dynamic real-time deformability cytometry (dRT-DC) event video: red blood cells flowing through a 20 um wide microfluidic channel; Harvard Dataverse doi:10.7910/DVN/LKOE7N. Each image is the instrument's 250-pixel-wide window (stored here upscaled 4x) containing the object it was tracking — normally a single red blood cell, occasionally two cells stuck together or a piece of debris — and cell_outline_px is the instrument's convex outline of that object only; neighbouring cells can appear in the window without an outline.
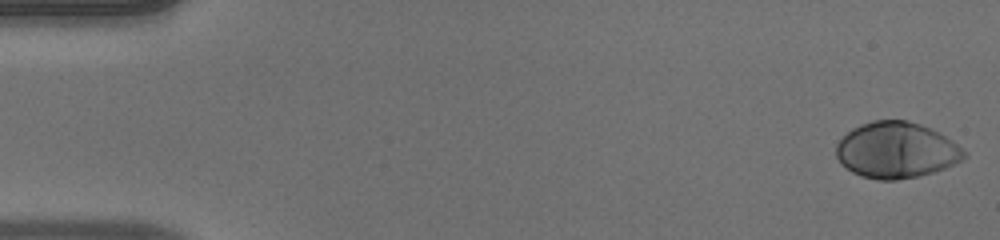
{"species": "human", "species_latin": "Homo sapiens", "temperature_condition": "warm", "stored_images_in_passage": 52, "camera_frame_rate_fps": 3000, "um_per_image_px": 0.085, "donor": {"sex": "male"}, "frame": {"image": 1, "passage_image": 1, "time_ms": 0.0, "image_size_px": [1000, 240], "cell_outline_px": [[968, 156], [944, 168], [932, 172], [916, 176], [896, 180], [880, 180], [860, 176], [852, 172], [840, 164], [836, 156], [836, 144], [852, 128], [860, 124], [872, 120], [908, 120], [920, 124], [952, 140], [968, 152]], "centroid_in_image_um": [76.16, 12.76], "position_along_channel_um": 8.8, "area_um2": 41.67}}
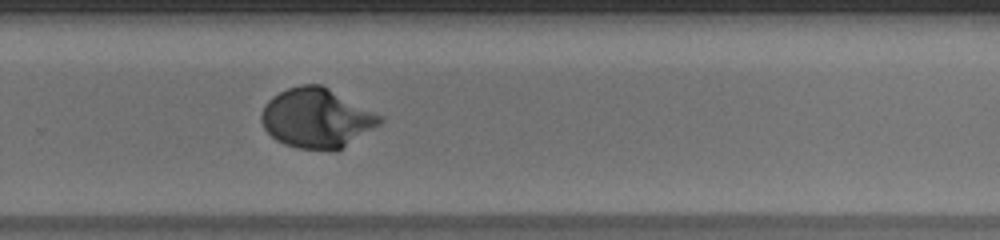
{"frame": {"image": 2, "passage_image": 35, "time_ms": 11.333, "image_size_px": [1000, 240], "cell_outline_px": [[384, 120], [380, 124], [340, 148], [332, 152], [296, 148], [284, 144], [276, 140], [264, 128], [260, 120], [260, 116], [268, 100], [272, 96], [288, 88], [300, 84], [320, 84], [384, 116]], "centroid_in_image_um": [26.9, 10.05], "position_along_channel_um": 302.9, "area_um2": 41.04}}
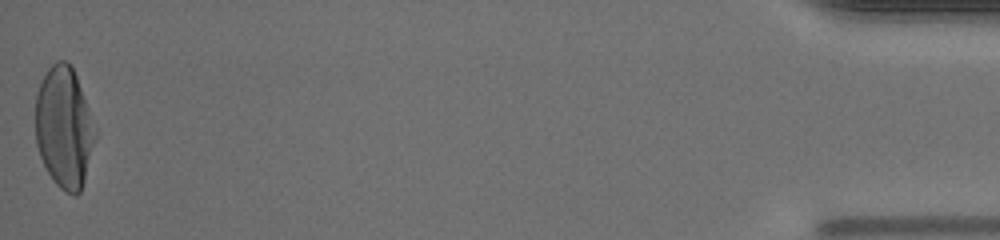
{"frame": {"image": 3, "passage_image": 52, "time_ms": 17.0, "image_size_px": [1000, 240], "cell_outline_px": [[96, 136], [84, 180], [80, 192], [76, 196], [72, 196], [64, 192], [56, 184], [48, 172], [40, 156], [36, 144], [36, 96], [40, 84], [48, 68], [56, 60], [68, 60], [76, 76], [96, 132]], "centroid_in_image_um": [5.43, 10.86], "position_along_channel_um": 429.8, "area_um2": 41.67}, "authors_computed_cell_mechanics": {"area_um2": 40.0265, "velocity_mm_per_s": 3.9116, "shape_relaxation_time_tau1_ms": 3.9125, "shape_relaxation_time_tau2_ms": null, "deformation_change_tau1": 0.2183, "deformation_change_tau2": null}}